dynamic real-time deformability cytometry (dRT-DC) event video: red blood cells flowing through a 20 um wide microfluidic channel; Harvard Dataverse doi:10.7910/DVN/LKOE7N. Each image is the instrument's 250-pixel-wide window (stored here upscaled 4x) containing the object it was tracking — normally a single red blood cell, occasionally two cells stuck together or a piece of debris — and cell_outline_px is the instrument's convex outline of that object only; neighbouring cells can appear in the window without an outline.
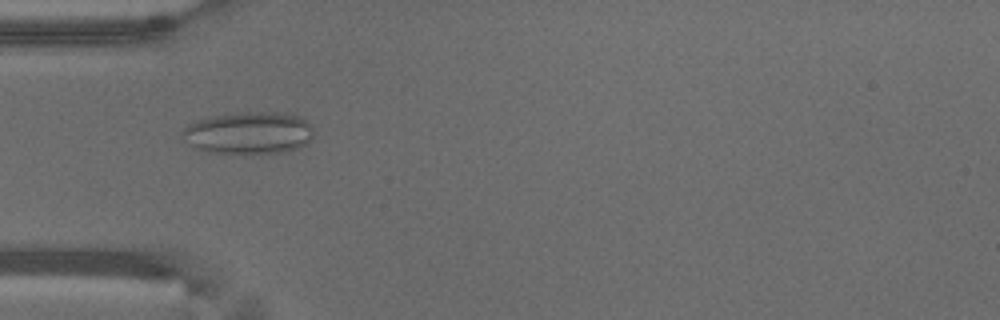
{"species": "common noctule bat (a hibernating species)", "species_latin": "Nyctalus noctula", "temperature_condition": "warm", "stored_images_in_passage": 54, "camera_frame_rate_fps": 3000, "um_per_image_px": 0.085, "animal": {"sex": "male", "body_mass_g": 18.8}, "frame": {"image": 1, "passage_image": 17, "time_ms": 5.333, "image_size_px": [1000, 320], "cell_outline_px": [[312, 136], [304, 144], [296, 148], [284, 152], [260, 156], [240, 156], [208, 152], [192, 144], [180, 132], [188, 124], [200, 120], [216, 116], [248, 112], [284, 112], [296, 116], [312, 124]], "centroid_in_image_um": [21.18, 11.35], "position_along_channel_um": 63.8, "area_um2": 32.6}}
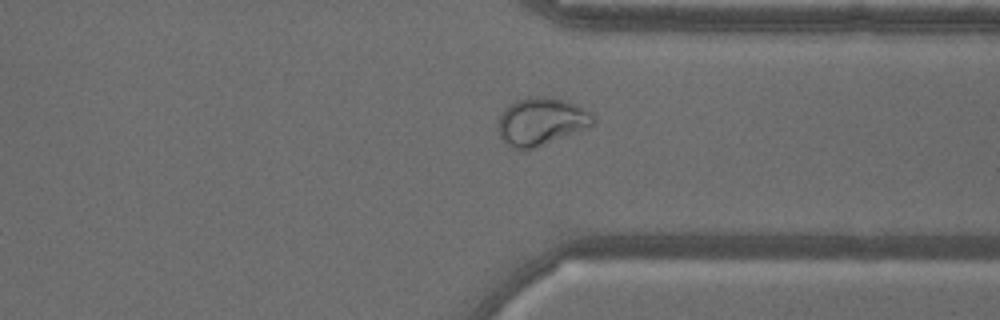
{"frame": {"image": 2, "passage_image": 41, "time_ms": 13.333, "image_size_px": [1000, 320], "cell_outline_px": [[596, 124], [536, 148], [524, 152], [520, 152], [504, 144], [500, 136], [500, 112], [508, 104], [516, 100], [536, 96], [544, 96], [564, 100], [576, 104], [592, 112], [596, 120]], "centroid_in_image_um": [46.0, 10.35], "position_along_channel_um": 365.4, "area_um2": 26.82}}
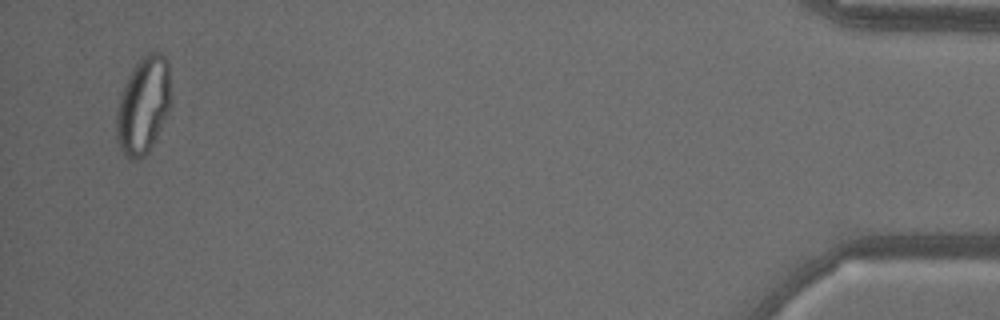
{"frame": {"image": 3, "passage_image": 52, "time_ms": 17.0, "image_size_px": [1000, 320], "cell_outline_px": [[172, 104], [148, 152], [144, 156], [136, 160], [128, 160], [124, 156], [116, 140], [116, 112], [120, 92], [132, 68], [148, 52], [160, 52], [168, 60], [172, 92]], "centroid_in_image_um": [12.18, 8.95], "position_along_channel_um": 423.0, "area_um2": 31.39}, "authors_computed_cell_mechanics": {"area_um2": 27.3972, "velocity_mm_per_s": 3.7711, "shape_relaxation_time_tau1_ms": null, "shape_relaxation_time_tau2_ms": 1.2125, "deformation_change_tau1": null, "deformation_change_tau2": 0.0694}}